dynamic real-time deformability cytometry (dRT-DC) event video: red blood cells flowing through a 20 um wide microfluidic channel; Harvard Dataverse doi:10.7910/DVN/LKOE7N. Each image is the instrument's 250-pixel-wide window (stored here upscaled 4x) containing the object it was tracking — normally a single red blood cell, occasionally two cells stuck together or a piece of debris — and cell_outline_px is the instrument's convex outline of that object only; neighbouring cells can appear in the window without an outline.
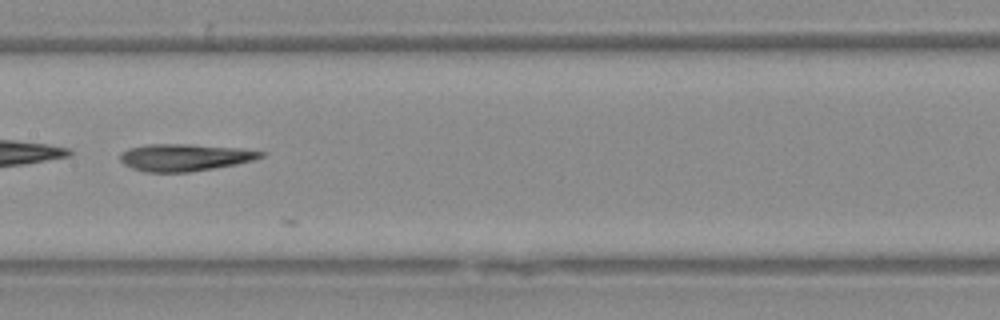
{"species": "Egyptian fruit bat (a non-hibernating species)", "species_latin": "Rousettus aegyptiacus", "temperature_condition": "warm", "stored_images_in_passage": 25, "camera_frame_rate_fps": 3000, "um_per_image_px": 0.085, "animal": {"sex": "female"}, "frame": {"image": 1, "passage_image": 21, "time_ms": 6.667, "image_size_px": [1000, 320], "cell_outline_px": [[268, 152], [264, 156], [256, 160], [236, 164], [188, 172], [144, 172], [132, 168], [124, 164], [120, 160], [120, 152], [128, 148], [148, 144], [192, 144], [244, 148]], "centroid_in_image_um": [15.74, 13.37], "position_along_channel_um": 191.7, "area_um2": 22.54}}
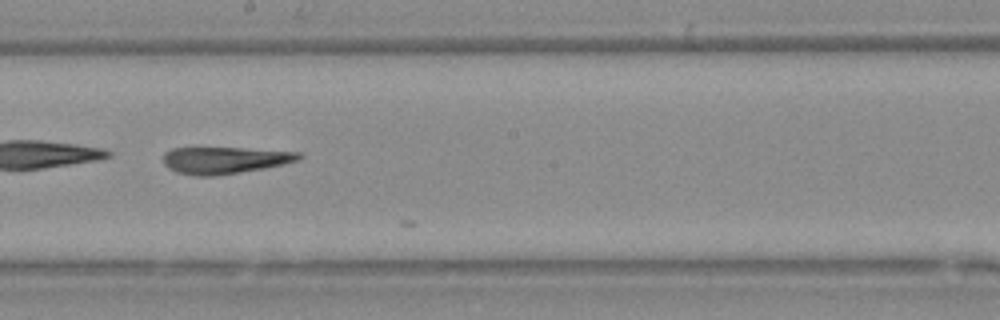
{"frame": {"image": 2, "passage_image": 24, "time_ms": 7.667, "image_size_px": [1000, 320], "cell_outline_px": [[304, 156], [300, 160], [284, 164], [264, 168], [212, 176], [196, 176], [176, 172], [168, 168], [164, 164], [164, 152], [172, 148], [240, 148], [300, 152]], "centroid_in_image_um": [19.1, 13.61], "position_along_channel_um": 229.1, "area_um2": 21.15}}